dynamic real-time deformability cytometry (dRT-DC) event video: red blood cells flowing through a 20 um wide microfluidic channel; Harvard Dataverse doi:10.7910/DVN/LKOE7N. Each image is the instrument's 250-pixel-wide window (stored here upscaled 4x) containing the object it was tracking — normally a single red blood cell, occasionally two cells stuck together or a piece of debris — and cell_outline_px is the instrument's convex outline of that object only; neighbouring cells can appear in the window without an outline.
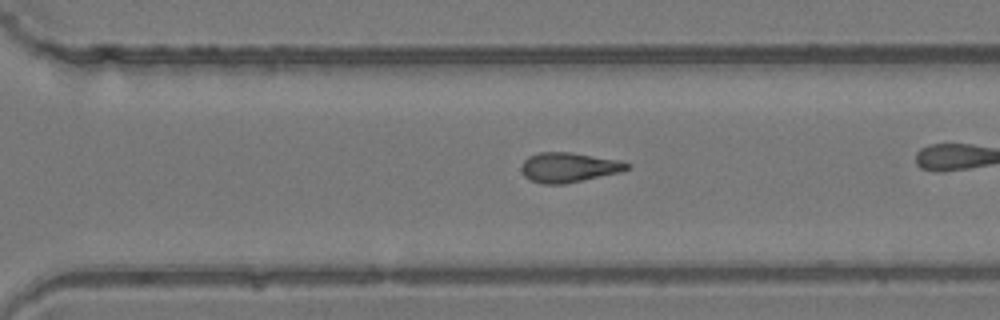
{"species": "common noctule bat (a hibernating species)", "species_latin": "Nyctalus noctula", "temperature_condition": "room temperature", "stored_images_in_passage": 31, "camera_frame_rate_fps": 3000, "um_per_image_px": 0.085, "animal": {"sex": "female", "body_mass_g": 24.6, "forearm_length_mm": 56.2}, "frame": {"image": 1, "passage_image": 27, "time_ms": 8.667, "image_size_px": [1000, 320], "cell_outline_px": [[628, 168], [620, 172], [564, 184], [540, 184], [528, 180], [524, 176], [520, 168], [524, 160], [528, 156], [540, 152], [572, 152], [620, 160], [628, 164]], "centroid_in_image_um": [48.28, 14.23], "position_along_channel_um": 322.3, "area_um2": 18.38}}